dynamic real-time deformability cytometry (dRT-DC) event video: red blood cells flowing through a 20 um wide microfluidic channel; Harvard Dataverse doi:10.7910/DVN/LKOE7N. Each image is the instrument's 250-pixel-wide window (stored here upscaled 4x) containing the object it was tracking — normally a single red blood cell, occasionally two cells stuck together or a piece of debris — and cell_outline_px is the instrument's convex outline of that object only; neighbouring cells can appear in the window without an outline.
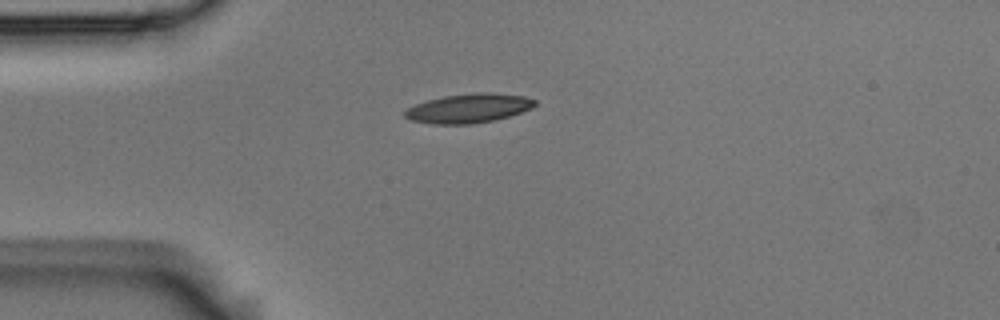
{"species": "Egyptian fruit bat (a non-hibernating species)", "species_latin": "Rousettus aegyptiacus", "temperature_condition": "room temperature", "stored_images_in_passage": 2, "camera_frame_rate_fps": 3000, "um_per_image_px": 0.085, "animal": {"sex": "male"}, "frame": {"image": 1, "passage_image": 1, "time_ms": 0.0, "image_size_px": [1000, 320], "cell_outline_px": [[536, 104], [532, 108], [508, 116], [492, 120], [472, 124], [432, 124], [412, 120], [404, 116], [404, 112], [408, 108], [416, 104], [428, 100], [444, 96], [480, 92], [488, 92], [524, 96], [536, 100]], "centroid_in_image_um": [39.84, 9.2], "position_along_channel_um": 45.2, "area_um2": 21.85}}
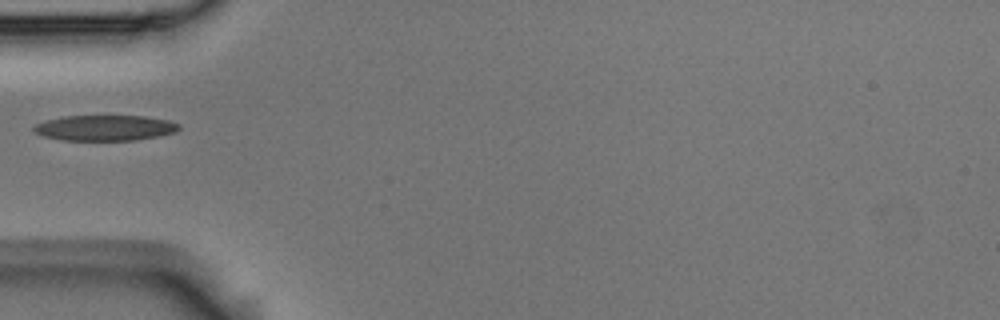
{"frame": {"image": 2, "passage_image": 2, "time_ms": 0.333, "image_size_px": [1000, 320], "cell_outline_px": [[180, 128], [176, 132], [136, 140], [60, 140], [44, 136], [36, 132], [32, 128], [36, 124], [48, 120], [64, 116], [144, 116], [168, 120], [180, 124]], "centroid_in_image_um": [8.94, 10.87], "position_along_channel_um": 76.1, "area_um2": 21.44}}